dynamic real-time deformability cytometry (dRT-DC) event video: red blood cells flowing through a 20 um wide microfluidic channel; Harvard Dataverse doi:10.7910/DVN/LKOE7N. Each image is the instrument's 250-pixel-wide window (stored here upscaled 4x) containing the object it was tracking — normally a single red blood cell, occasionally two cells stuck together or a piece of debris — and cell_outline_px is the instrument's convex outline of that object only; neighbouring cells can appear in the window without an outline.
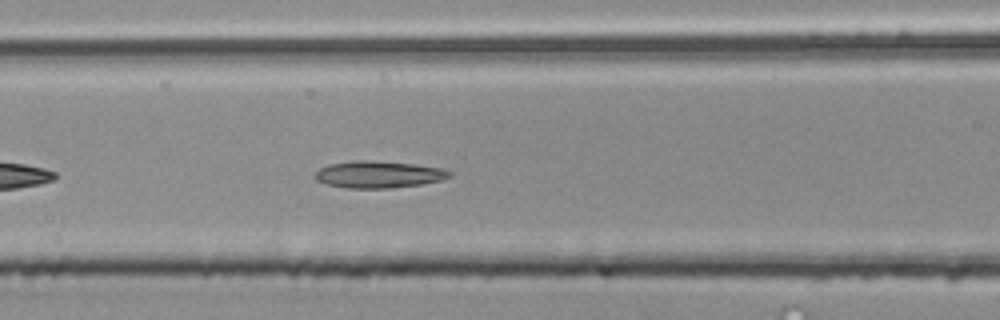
{"species": "common noctule bat (a hibernating species)", "species_latin": "Nyctalus noctula", "temperature_condition": "room temperature", "stored_images_in_passage": 39, "camera_frame_rate_fps": 3000, "um_per_image_px": 0.085, "animal": {"sex": "male", "body_mass_g": 20.4}, "frame": {"image": 1, "passage_image": 8, "time_ms": 2.333, "image_size_px": [1000, 320], "cell_outline_px": [[452, 176], [440, 180], [420, 184], [392, 188], [348, 188], [328, 184], [316, 180], [316, 172], [320, 168], [328, 164], [360, 160], [364, 160], [412, 164], [440, 168], [452, 172]], "centroid_in_image_um": [32.18, 14.83], "position_along_channel_um": 134.4, "area_um2": 20.69}}
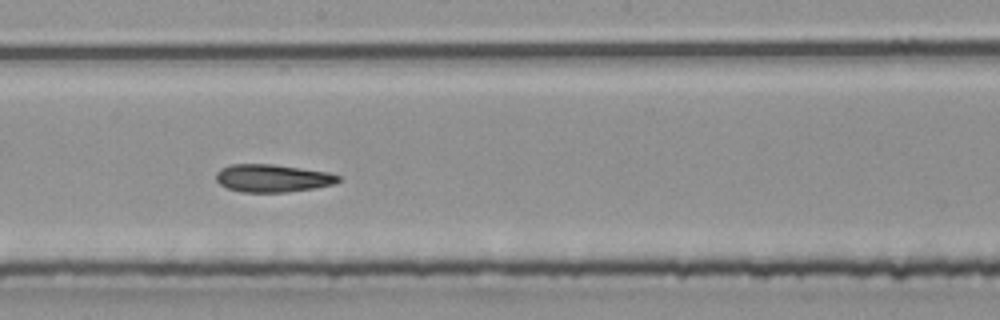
{"frame": {"image": 2, "passage_image": 15, "time_ms": 4.667, "image_size_px": [1000, 320], "cell_outline_px": [[340, 180], [332, 184], [312, 188], [288, 192], [240, 192], [228, 188], [220, 184], [216, 180], [216, 172], [220, 168], [232, 164], [272, 164], [328, 172], [340, 176]], "centroid_in_image_um": [23.12, 15.14], "position_along_channel_um": 225.1, "area_um2": 19.65}}
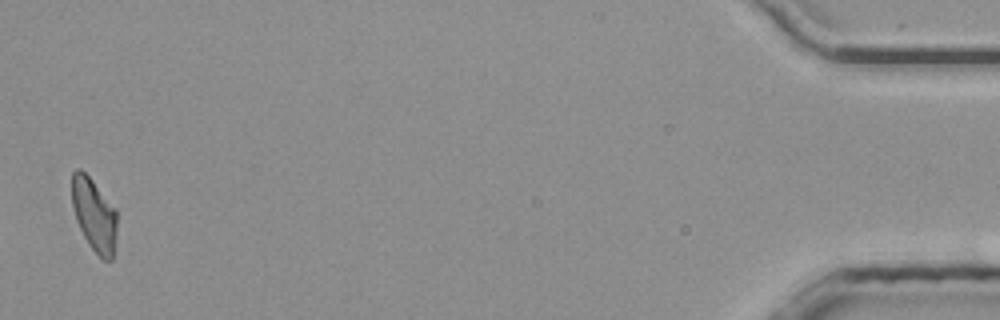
{"frame": {"image": 3, "passage_image": 38, "time_ms": 12.333, "image_size_px": [1000, 320], "cell_outline_px": [[116, 236], [112, 260], [104, 260], [88, 244], [76, 220], [72, 204], [72, 172], [76, 168], [80, 168], [92, 180], [116, 208]], "centroid_in_image_um": [8.0, 18.24], "position_along_channel_um": 427.2, "area_um2": 19.07}, "authors_computed_cell_mechanics": {"area_um2": 19.941, "velocity_mm_per_s": 3.8926, "shape_relaxation_time_tau1_ms": null, "shape_relaxation_time_tau2_ms": 5.5326, "deformation_change_tau1": null, "deformation_change_tau2": 0.1487}}